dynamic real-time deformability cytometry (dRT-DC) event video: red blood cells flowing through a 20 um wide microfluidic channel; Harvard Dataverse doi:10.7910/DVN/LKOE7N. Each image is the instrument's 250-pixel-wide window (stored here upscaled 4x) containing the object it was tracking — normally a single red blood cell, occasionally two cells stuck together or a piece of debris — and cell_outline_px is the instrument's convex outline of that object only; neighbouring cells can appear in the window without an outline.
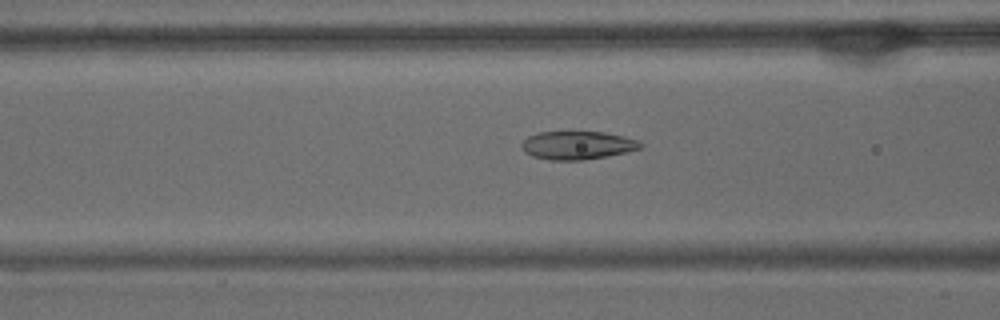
{"species": "common noctule bat (a hibernating species)", "species_latin": "Nyctalus noctula", "temperature_condition": "warm", "stored_images_in_passage": 48, "camera_frame_rate_fps": 3000, "um_per_image_px": 0.085, "animal": {"sex": "male", "body_mass_g": 15.6}, "frame": {"image": 1, "passage_image": 21, "time_ms": 6.667, "image_size_px": [1000, 320], "cell_outline_px": [[644, 148], [608, 156], [584, 160], [548, 160], [532, 156], [524, 152], [520, 148], [520, 144], [528, 136], [536, 132], [604, 132], [624, 136], [640, 140], [644, 144]], "centroid_in_image_um": [49.1, 12.35], "position_along_channel_um": 117.5, "area_um2": 19.94}}
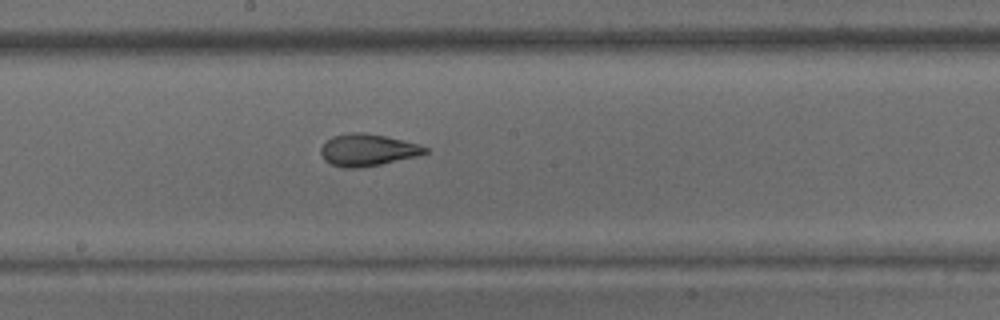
{"frame": {"image": 2, "passage_image": 29, "time_ms": 9.333, "image_size_px": [1000, 320], "cell_outline_px": [[428, 152], [416, 156], [380, 164], [360, 168], [344, 168], [332, 164], [324, 160], [320, 152], [320, 148], [332, 136], [348, 132], [360, 132], [384, 136], [420, 144], [428, 148]], "centroid_in_image_um": [31.22, 12.75], "position_along_channel_um": 217.0, "area_um2": 19.31}}
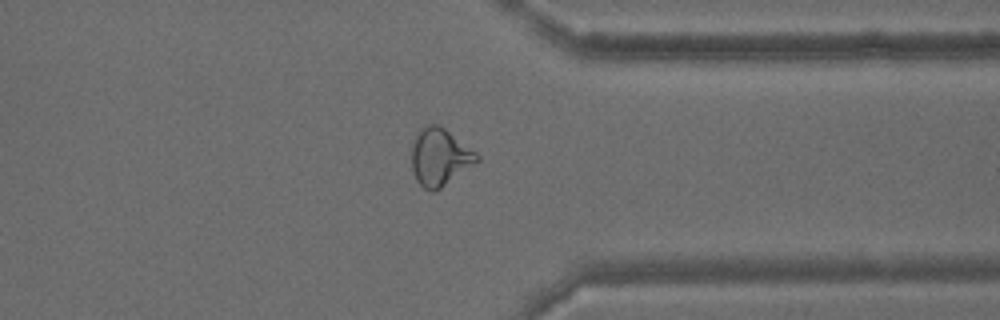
{"frame": {"image": 3, "passage_image": 42, "time_ms": 13.667, "image_size_px": [1000, 320], "cell_outline_px": [[480, 160], [440, 188], [432, 192], [424, 188], [416, 180], [412, 172], [412, 144], [416, 132], [424, 124], [436, 124], [444, 128], [476, 152], [480, 156]], "centroid_in_image_um": [37.35, 13.33], "position_along_channel_um": 374.1, "area_um2": 21.73}}